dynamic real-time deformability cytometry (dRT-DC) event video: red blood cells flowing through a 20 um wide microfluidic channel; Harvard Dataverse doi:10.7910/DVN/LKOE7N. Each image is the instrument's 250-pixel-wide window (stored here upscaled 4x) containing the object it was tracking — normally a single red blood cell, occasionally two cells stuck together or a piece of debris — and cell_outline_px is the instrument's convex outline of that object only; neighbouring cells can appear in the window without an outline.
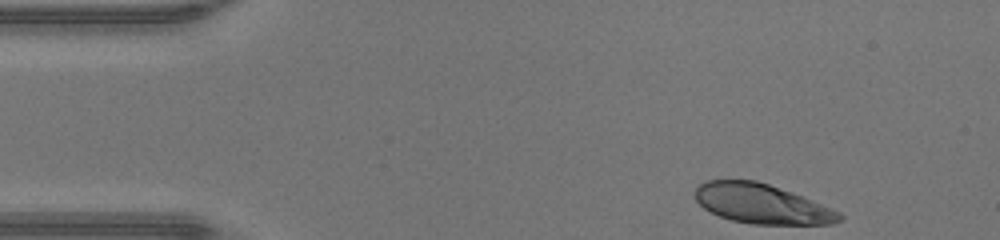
{"species": "human", "species_latin": "Homo sapiens", "temperature_condition": "warm", "stored_images_in_passage": 36, "camera_frame_rate_fps": 3000, "um_per_image_px": 0.085, "donor": {"sex": "male"}, "frame": {"image": 1, "passage_image": 1, "time_ms": 0.0, "image_size_px": [1000, 240], "cell_outline_px": [[844, 220], [832, 224], [752, 224], [732, 220], [720, 216], [704, 208], [696, 200], [696, 188], [700, 184], [708, 180], [756, 180], [792, 192], [812, 200], [840, 212], [844, 216]], "centroid_in_image_um": [64.78, 17.33], "position_along_channel_um": 20.2, "area_um2": 33.12}}
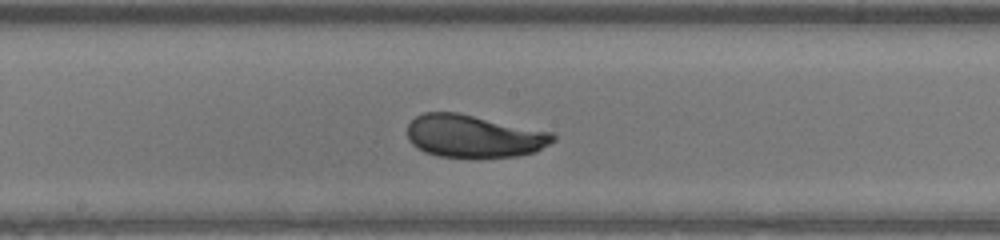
{"frame": {"image": 2, "passage_image": 20, "time_ms": 6.333, "image_size_px": [1000, 240], "cell_outline_px": [[556, 140], [536, 152], [520, 156], [476, 160], [436, 156], [424, 152], [416, 148], [408, 140], [408, 124], [416, 116], [424, 112], [456, 112], [552, 132], [556, 136]], "centroid_in_image_um": [40.28, 11.62], "position_along_channel_um": 207.9, "area_um2": 37.22}}
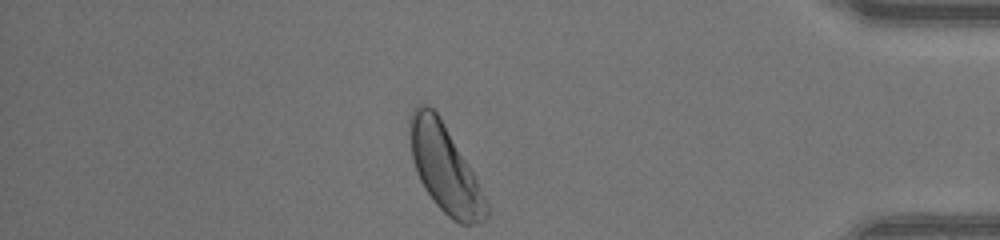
{"frame": {"image": 3, "passage_image": 36, "time_ms": 11.667, "image_size_px": [1000, 240], "cell_outline_px": [[488, 216], [484, 220], [476, 224], [460, 224], [452, 220], [436, 204], [424, 188], [416, 172], [412, 160], [408, 124], [408, 120], [412, 112], [420, 104], [424, 104], [432, 108], [440, 116], [472, 172], [488, 204]], "centroid_in_image_um": [37.78, 14.33], "position_along_channel_um": 397.4, "area_um2": 38.44}, "authors_computed_cell_mechanics": {"area_um2": 36.3851, "velocity_mm_per_s": 4.3077, "shape_relaxation_time_tau1_ms": 2.1185, "shape_relaxation_time_tau2_ms": null, "deformation_change_tau1": 0.1269, "deformation_change_tau2": null}}